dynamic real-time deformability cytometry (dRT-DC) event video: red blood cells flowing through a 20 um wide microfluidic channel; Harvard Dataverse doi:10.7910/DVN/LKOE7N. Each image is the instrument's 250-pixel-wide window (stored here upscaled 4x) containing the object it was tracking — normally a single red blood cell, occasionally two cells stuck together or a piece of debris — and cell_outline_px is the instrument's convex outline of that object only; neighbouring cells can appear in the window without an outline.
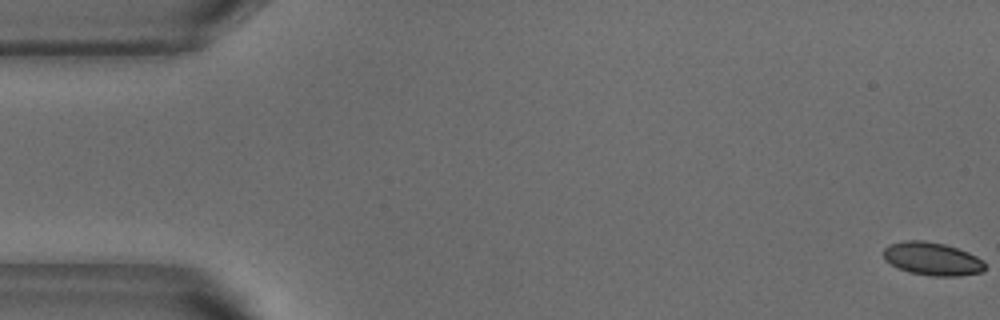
{"species": "common noctule bat (a hibernating species)", "species_latin": "Nyctalus noctula", "temperature_condition": "warm", "stored_images_in_passage": 53, "camera_frame_rate_fps": 3000, "um_per_image_px": 0.085, "animal": {"sex": "male", "body_mass_g": 18.8}, "frame": {"image": 1, "passage_image": 1, "time_ms": 0.0, "image_size_px": [1000, 320], "cell_outline_px": [[984, 272], [960, 276], [932, 276], [908, 272], [884, 260], [884, 248], [888, 244], [904, 240], [924, 240], [944, 244], [968, 252], [984, 260]], "centroid_in_image_um": [79.24, 22.0], "position_along_channel_um": 5.8, "area_um2": 19.65}}
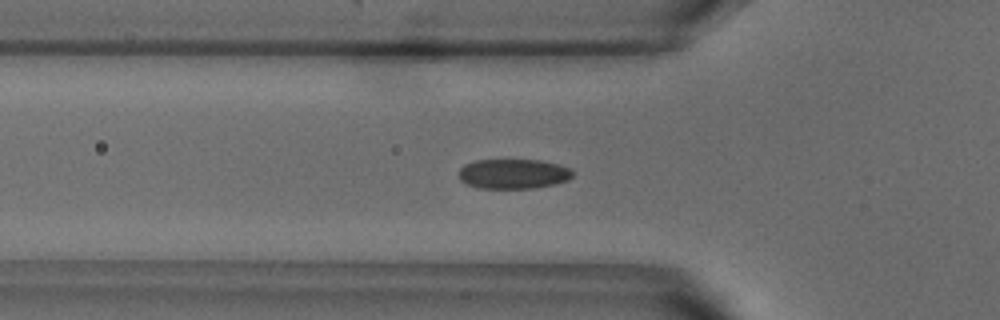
{"frame": {"image": 2, "passage_image": 18, "time_ms": 5.667, "image_size_px": [1000, 320], "cell_outline_px": [[572, 176], [568, 180], [556, 184], [536, 188], [476, 188], [460, 180], [460, 168], [464, 164], [476, 160], [540, 160], [560, 164], [568, 168], [572, 172]], "centroid_in_image_um": [43.64, 14.78], "position_along_channel_um": 82.2, "area_um2": 19.83}}
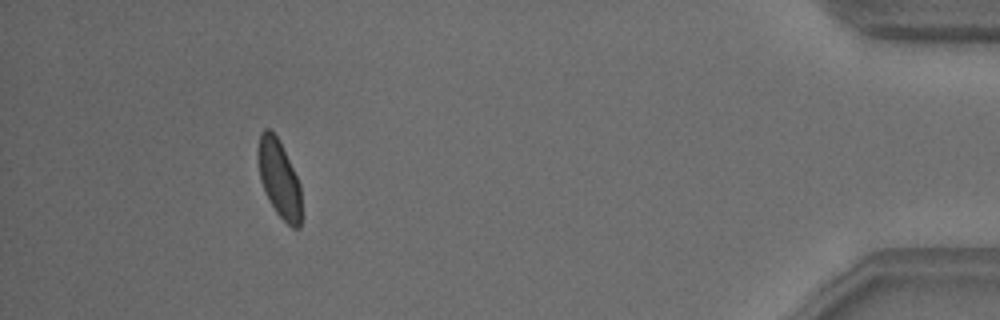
{"frame": {"image": 3, "passage_image": 49, "time_ms": 16.0, "image_size_px": [1000, 320], "cell_outline_px": [[300, 228], [292, 228], [276, 212], [268, 200], [264, 192], [260, 180], [256, 156], [256, 152], [260, 132], [264, 128], [268, 128], [276, 136], [300, 184]], "centroid_in_image_um": [23.67, 15.18], "position_along_channel_um": 411.5, "area_um2": 19.48}, "authors_computed_cell_mechanics": {"area_um2": 19.941, "velocity_mm_per_s": 3.7895, "shape_relaxation_time_tau1_ms": 2.4995, "shape_relaxation_time_tau2_ms": null, "deformation_change_tau1": 0.0955, "deformation_change_tau2": null}}